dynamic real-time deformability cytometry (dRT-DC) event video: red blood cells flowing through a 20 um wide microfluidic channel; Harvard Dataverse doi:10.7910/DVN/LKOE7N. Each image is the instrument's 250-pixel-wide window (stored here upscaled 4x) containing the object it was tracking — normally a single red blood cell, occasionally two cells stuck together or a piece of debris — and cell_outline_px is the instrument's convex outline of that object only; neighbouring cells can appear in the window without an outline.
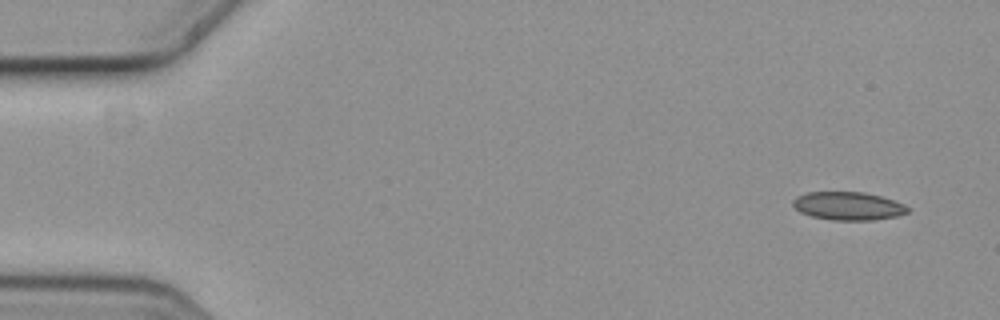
{"species": "common noctule bat (a hibernating species)", "species_latin": "Nyctalus noctula", "temperature_condition": "cold", "stored_images_in_passage": 3, "camera_frame_rate_fps": 3000, "um_per_image_px": 0.085, "animal": {"sex": "female", "body_mass_g": 19.3, "forearm_length_mm": 54.1}, "frame": {"image": 1, "passage_image": 1, "time_ms": 0.0, "image_size_px": [1000, 320], "cell_outline_px": [[908, 212], [896, 216], [872, 220], [832, 220], [812, 216], [800, 212], [792, 204], [792, 200], [796, 196], [808, 192], [864, 192], [880, 196], [904, 204], [908, 208]], "centroid_in_image_um": [72.06, 17.5], "position_along_channel_um": 12.9, "area_um2": 18.73}}